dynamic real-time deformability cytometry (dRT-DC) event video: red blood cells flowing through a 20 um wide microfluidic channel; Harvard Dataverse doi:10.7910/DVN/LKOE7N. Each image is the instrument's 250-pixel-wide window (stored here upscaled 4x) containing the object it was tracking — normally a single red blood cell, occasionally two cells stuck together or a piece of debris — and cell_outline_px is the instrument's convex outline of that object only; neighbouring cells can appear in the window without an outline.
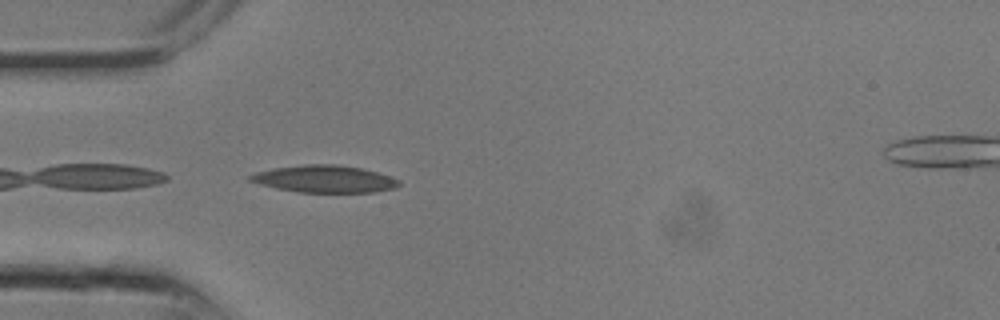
{"species": "common noctule bat (a hibernating species)", "species_latin": "Nyctalus noctula", "temperature_condition": "room temperature", "stored_images_in_passage": 9, "camera_frame_rate_fps": 3000, "um_per_image_px": 0.085, "animal": {"sex": "male", "body_mass_g": 13.3}, "frame": {"image": 1, "passage_image": 8, "time_ms": 2.333, "image_size_px": [1000, 320], "cell_outline_px": [[400, 184], [396, 188], [376, 192], [300, 192], [276, 188], [260, 184], [248, 180], [248, 176], [256, 172], [276, 168], [304, 164], [336, 164], [360, 168], [376, 172], [400, 180]], "centroid_in_image_um": [27.59, 15.21], "position_along_channel_um": 57.4, "area_um2": 23.41}}